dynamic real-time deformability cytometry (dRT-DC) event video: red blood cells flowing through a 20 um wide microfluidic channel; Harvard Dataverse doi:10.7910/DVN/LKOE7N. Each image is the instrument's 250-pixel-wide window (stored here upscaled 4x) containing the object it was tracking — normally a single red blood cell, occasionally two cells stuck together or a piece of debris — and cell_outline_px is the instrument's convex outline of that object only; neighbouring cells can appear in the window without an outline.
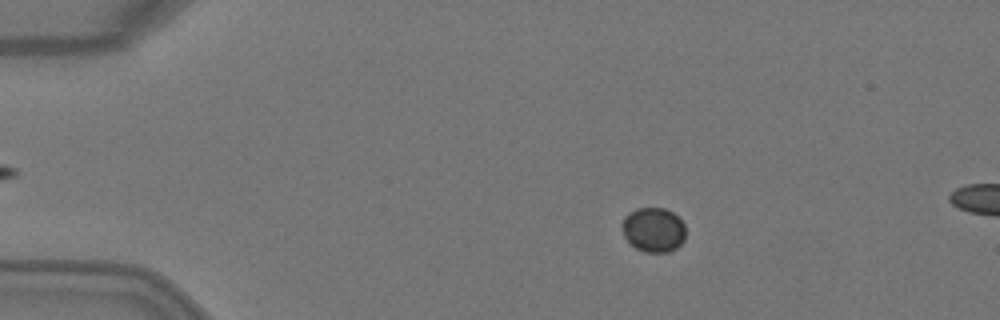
{"species": "Egyptian fruit bat (a non-hibernating species)", "species_latin": "Rousettus aegyptiacus", "temperature_condition": "warm", "stored_images_in_passage": 4, "camera_frame_rate_fps": 3000, "um_per_image_px": 0.085, "animal": {"sex": "female"}, "frame": {"image": 1, "passage_image": 3, "time_ms": 0.667, "image_size_px": [1000, 320], "cell_outline_px": [[684, 240], [676, 248], [668, 252], [644, 252], [636, 248], [624, 236], [620, 224], [624, 216], [628, 212], [636, 208], [664, 208], [672, 212], [684, 224]], "centroid_in_image_um": [55.51, 19.52], "position_along_channel_um": 29.5, "area_um2": 16.53}}